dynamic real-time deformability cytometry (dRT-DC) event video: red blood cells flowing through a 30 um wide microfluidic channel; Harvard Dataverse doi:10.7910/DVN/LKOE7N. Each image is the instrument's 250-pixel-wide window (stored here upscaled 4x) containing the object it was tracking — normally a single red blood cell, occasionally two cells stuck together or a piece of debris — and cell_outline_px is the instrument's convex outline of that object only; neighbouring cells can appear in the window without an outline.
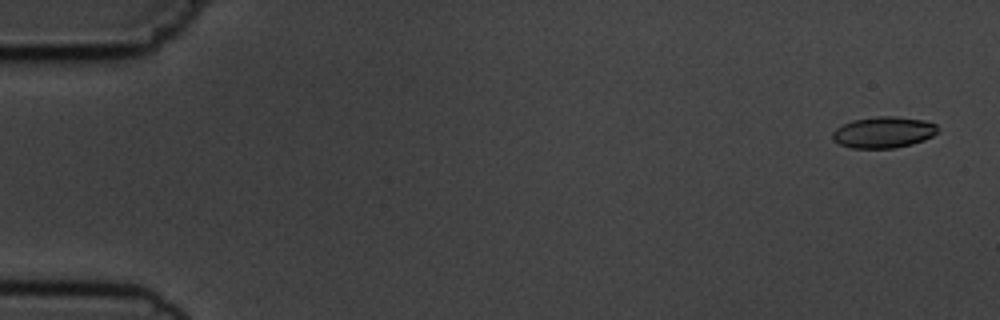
{"species": "common noctule bat (a hibernating species)", "species_latin": "Nyctalus noctula", "temperature_condition": "cold", "stored_images_in_passage": 5, "camera_frame_rate_fps": 3000, "um_per_image_px": 0.085, "animal": {"sex": "male", "body_mass_g": 19.5, "forearm_length_mm": 54.6}, "frame": {"image": 1, "passage_image": 1, "time_ms": 0.0, "image_size_px": [1000, 320], "cell_outline_px": [[940, 132], [924, 140], [912, 144], [896, 148], [852, 148], [840, 144], [832, 140], [832, 132], [836, 128], [852, 120], [876, 116], [892, 116], [924, 120], [936, 124], [940, 128]], "centroid_in_image_um": [75.12, 11.24], "position_along_channel_um": 9.9, "area_um2": 19.36}}
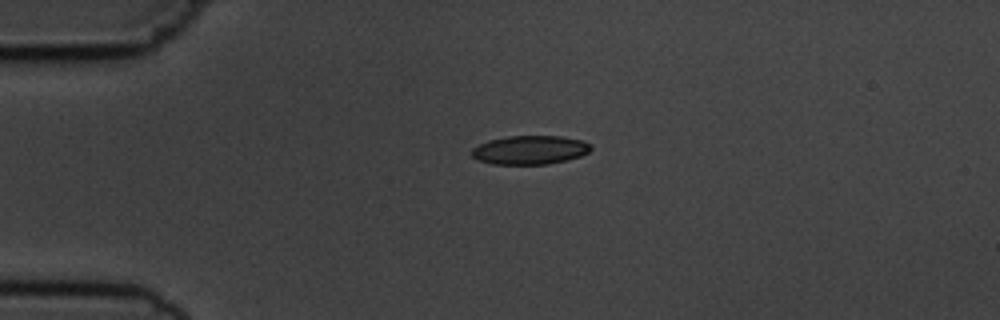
{"frame": {"image": 2, "passage_image": 4, "time_ms": 3.667, "image_size_px": [1000, 320], "cell_outline_px": [[592, 148], [588, 152], [580, 156], [548, 164], [492, 164], [476, 160], [472, 156], [472, 148], [488, 140], [508, 136], [560, 136], [584, 140], [592, 144]], "centroid_in_image_um": [45.05, 12.74], "position_along_channel_um": 40.0, "area_um2": 20.06}}